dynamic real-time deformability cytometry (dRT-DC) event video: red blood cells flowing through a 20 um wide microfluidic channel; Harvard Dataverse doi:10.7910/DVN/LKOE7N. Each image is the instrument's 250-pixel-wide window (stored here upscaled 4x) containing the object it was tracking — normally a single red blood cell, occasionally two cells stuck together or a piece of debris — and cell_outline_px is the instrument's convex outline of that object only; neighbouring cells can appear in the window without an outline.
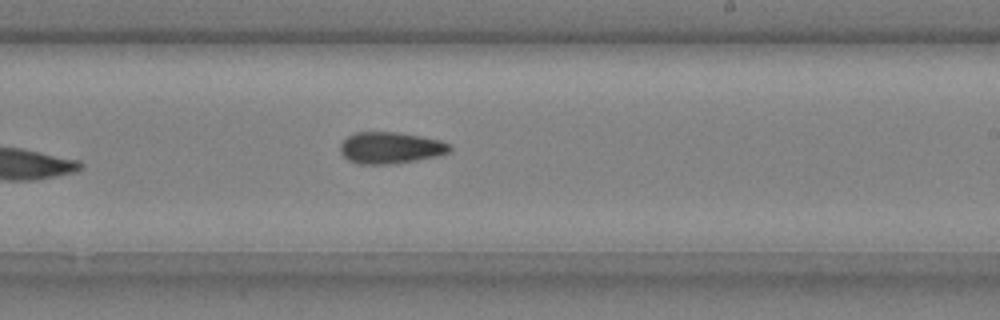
{"species": "common noctule bat (a hibernating species)", "species_latin": "Nyctalus noctula", "temperature_condition": "cold", "stored_images_in_passage": 9, "camera_frame_rate_fps": 3000, "um_per_image_px": 0.085, "animal": {"sex": "male", "body_mass_g": 20.4}, "frame": {"image": 1, "passage_image": 9, "time_ms": 2.667, "image_size_px": [1000, 320], "cell_outline_px": [[452, 152], [436, 156], [416, 160], [388, 164], [360, 164], [348, 160], [340, 152], [340, 144], [348, 136], [356, 132], [396, 132], [420, 136], [440, 140], [448, 144], [452, 148]], "centroid_in_image_um": [33.19, 12.56], "position_along_channel_um": 255.8, "area_um2": 20.06}}